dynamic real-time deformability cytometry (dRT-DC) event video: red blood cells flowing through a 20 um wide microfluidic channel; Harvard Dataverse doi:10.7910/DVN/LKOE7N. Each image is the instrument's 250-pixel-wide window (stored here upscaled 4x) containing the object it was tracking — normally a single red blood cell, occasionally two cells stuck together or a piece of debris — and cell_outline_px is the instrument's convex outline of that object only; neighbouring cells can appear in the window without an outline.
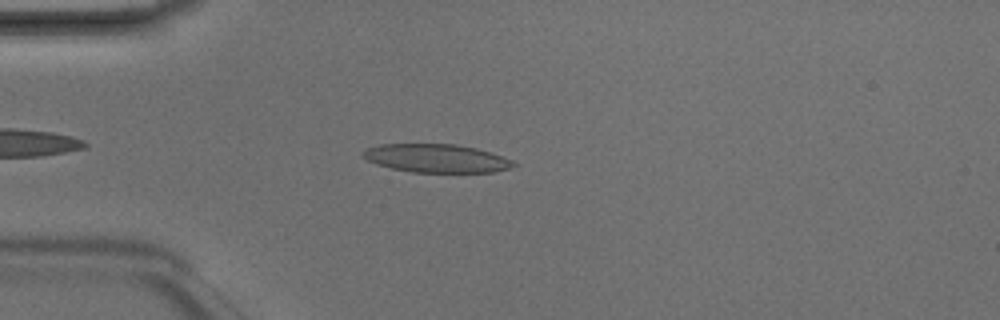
{"species": "Egyptian fruit bat (a non-hibernating species)", "species_latin": "Rousettus aegyptiacus", "temperature_condition": "room temperature", "stored_images_in_passage": 4, "camera_frame_rate_fps": 3000, "um_per_image_px": 0.085, "animal": {"sex": "male"}, "frame": {"image": 1, "passage_image": 4, "time_ms": 1.0, "image_size_px": [1000, 320], "cell_outline_px": [[516, 164], [508, 168], [492, 172], [412, 172], [392, 168], [376, 164], [360, 156], [360, 152], [368, 148], [380, 144], [456, 144], [476, 148], [492, 152], [512, 160]], "centroid_in_image_um": [37.06, 13.45], "position_along_channel_um": 47.9, "area_um2": 24.85}}